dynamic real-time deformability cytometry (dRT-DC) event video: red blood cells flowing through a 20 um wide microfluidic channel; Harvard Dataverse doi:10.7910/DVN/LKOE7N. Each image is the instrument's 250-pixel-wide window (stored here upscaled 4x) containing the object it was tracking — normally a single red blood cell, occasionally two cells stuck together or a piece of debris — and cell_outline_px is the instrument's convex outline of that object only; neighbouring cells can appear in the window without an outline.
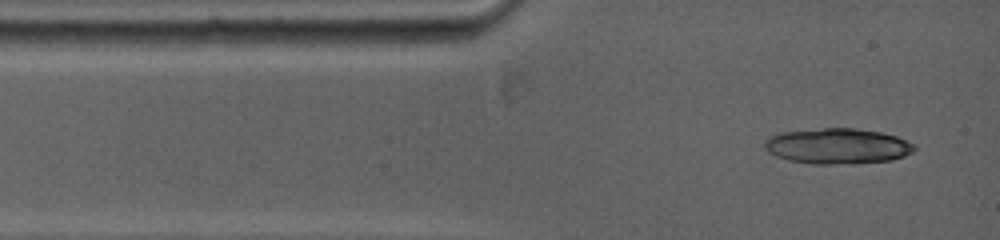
{"species": "common noctule bat (a hibernating species)", "species_latin": "Nyctalus noctula", "temperature_condition": "warm", "stored_images_in_passage": 2, "camera_frame_rate_fps": 5000, "um_per_image_px": 0.085, "animal": {"sex": "female", "body_mass_g": 19.0, "forearm_length_mm": 53.3}, "frame": {"image": 1, "passage_image": 1, "time_ms": 0.0, "image_size_px": [1000, 240], "cell_outline_px": [[916, 148], [912, 152], [904, 156], [892, 160], [852, 164], [812, 164], [788, 160], [776, 156], [768, 152], [764, 148], [764, 144], [768, 136], [780, 132], [824, 128], [856, 128], [880, 132], [896, 136], [912, 144]], "centroid_in_image_um": [71.15, 12.42], "position_along_channel_um": 13.8, "area_um2": 31.15}}